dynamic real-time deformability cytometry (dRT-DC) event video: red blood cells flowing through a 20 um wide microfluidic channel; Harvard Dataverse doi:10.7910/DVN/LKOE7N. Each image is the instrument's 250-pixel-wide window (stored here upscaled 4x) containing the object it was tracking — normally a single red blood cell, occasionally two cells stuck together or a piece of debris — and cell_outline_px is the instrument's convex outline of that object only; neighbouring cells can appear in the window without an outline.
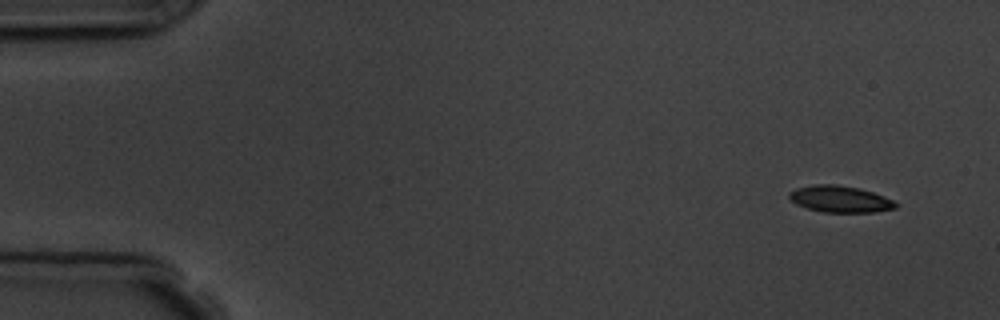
{"species": "common noctule bat (a hibernating species)", "species_latin": "Nyctalus noctula", "temperature_condition": "room temperature", "stored_images_in_passage": 5, "camera_frame_rate_fps": 3000, "um_per_image_px": 0.085, "animal": {"sex": "male", "body_mass_g": 19.5, "forearm_length_mm": 54.6}, "frame": {"image": 1, "passage_image": 1, "time_ms": 0.0, "image_size_px": [1000, 320], "cell_outline_px": [[900, 204], [896, 208], [876, 212], [824, 212], [808, 208], [796, 204], [788, 196], [788, 192], [796, 188], [812, 184], [836, 184], [860, 188], [884, 196]], "centroid_in_image_um": [71.42, 16.91], "position_along_channel_um": 13.6, "area_um2": 16.59}}
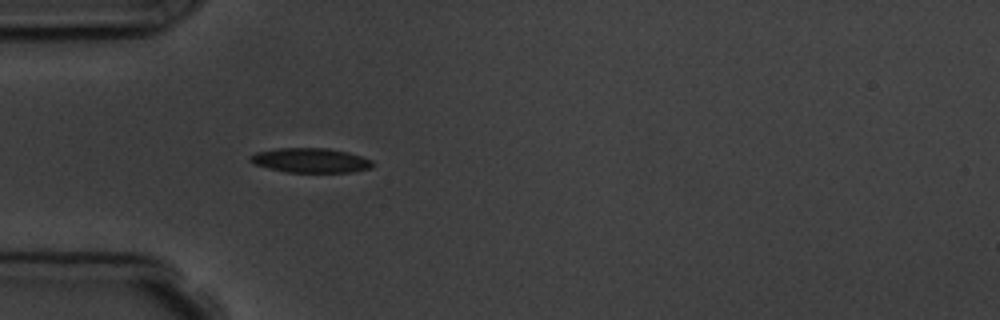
{"frame": {"image": 2, "passage_image": 5, "time_ms": 4.333, "image_size_px": [1000, 320], "cell_outline_px": [[372, 168], [352, 172], [288, 172], [252, 164], [248, 160], [248, 156], [256, 152], [276, 148], [328, 148], [348, 152], [372, 160]], "centroid_in_image_um": [26.36, 13.62], "position_along_channel_um": 58.6, "area_um2": 17.57}}